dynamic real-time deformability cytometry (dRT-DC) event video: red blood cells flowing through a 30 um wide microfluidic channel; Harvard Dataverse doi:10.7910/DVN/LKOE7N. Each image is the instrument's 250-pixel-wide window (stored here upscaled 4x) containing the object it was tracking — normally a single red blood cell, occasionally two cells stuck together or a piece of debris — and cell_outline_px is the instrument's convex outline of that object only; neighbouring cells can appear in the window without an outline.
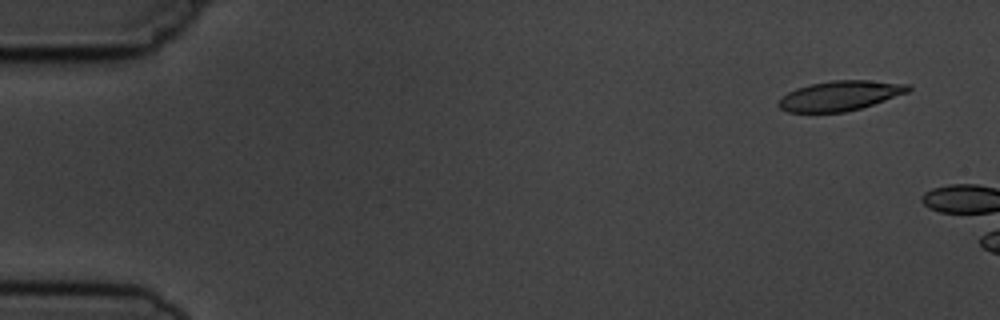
{"species": "common noctule bat (a hibernating species)", "species_latin": "Nyctalus noctula", "temperature_condition": "cold", "stored_images_in_passage": 3, "camera_frame_rate_fps": 3000, "um_per_image_px": 0.085, "animal": {"sex": "male", "body_mass_g": 19.5, "forearm_length_mm": 54.6}, "frame": {"image": 1, "passage_image": 2, "time_ms": 1.0, "image_size_px": [1000, 320], "cell_outline_px": [[912, 88], [908, 92], [860, 108], [844, 112], [788, 112], [780, 108], [776, 104], [788, 92], [796, 88], [812, 84], [832, 80], [868, 80], [912, 84]], "centroid_in_image_um": [71.42, 8.13], "position_along_channel_um": 13.6, "area_um2": 22.37}}